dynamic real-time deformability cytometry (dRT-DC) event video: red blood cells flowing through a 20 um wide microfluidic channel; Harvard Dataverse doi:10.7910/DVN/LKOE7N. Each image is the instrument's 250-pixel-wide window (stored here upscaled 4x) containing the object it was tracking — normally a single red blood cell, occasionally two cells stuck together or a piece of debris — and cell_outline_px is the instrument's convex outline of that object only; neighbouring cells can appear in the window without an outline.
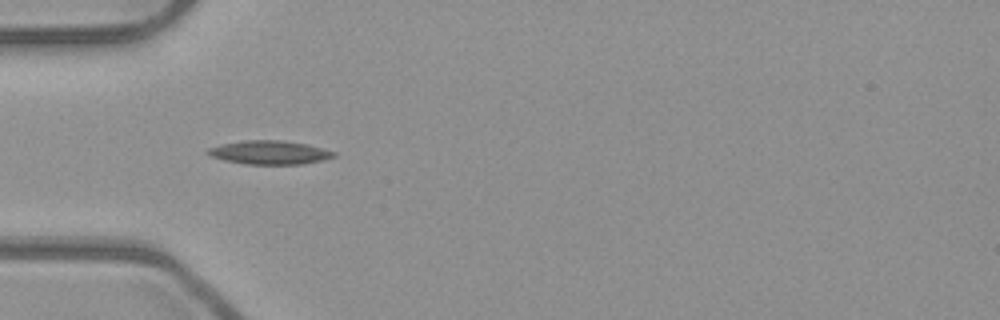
{"species": "common noctule bat (a hibernating species)", "species_latin": "Nyctalus noctula", "temperature_condition": "room temperature", "stored_images_in_passage": 1, "camera_frame_rate_fps": 3000, "um_per_image_px": 0.085, "animal": {"sex": "male", "body_mass_g": 23.1, "forearm_length_mm": 52.7}, "frame": {"image": 1, "passage_image": 1, "time_ms": 0.0, "image_size_px": [1000, 320], "cell_outline_px": [[336, 156], [324, 160], [304, 164], [244, 164], [224, 160], [208, 156], [204, 152], [208, 148], [224, 144], [244, 140], [280, 140], [304, 144], [336, 152]], "centroid_in_image_um": [22.87, 12.97], "position_along_channel_um": 62.1, "area_um2": 17.34}}